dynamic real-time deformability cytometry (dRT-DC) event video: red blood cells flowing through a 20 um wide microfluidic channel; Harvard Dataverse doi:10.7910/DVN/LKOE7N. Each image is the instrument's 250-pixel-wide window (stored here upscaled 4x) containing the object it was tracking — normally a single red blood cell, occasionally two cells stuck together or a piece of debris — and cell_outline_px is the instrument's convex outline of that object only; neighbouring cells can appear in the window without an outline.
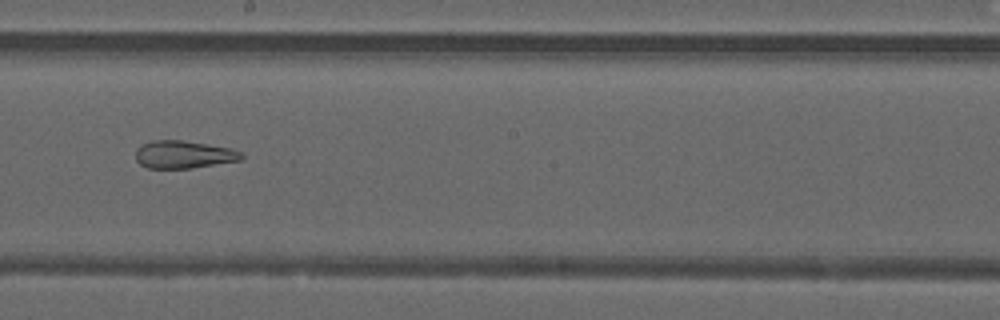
{"species": "common noctule bat (a hibernating species)", "species_latin": "Nyctalus noctula", "temperature_condition": "warm", "stored_images_in_passage": 49, "camera_frame_rate_fps": 3000, "um_per_image_px": 0.085, "animal": {"sex": "male", "forearm_length_mm": 52.5}, "frame": {"image": 1, "passage_image": 28, "time_ms": 9.0, "image_size_px": [1000, 320], "cell_outline_px": [[244, 156], [240, 160], [192, 168], [148, 168], [140, 164], [136, 160], [136, 148], [140, 144], [152, 140], [184, 140], [232, 148], [240, 152]], "centroid_in_image_um": [15.58, 13.12], "position_along_channel_um": 232.6, "area_um2": 17.17}}
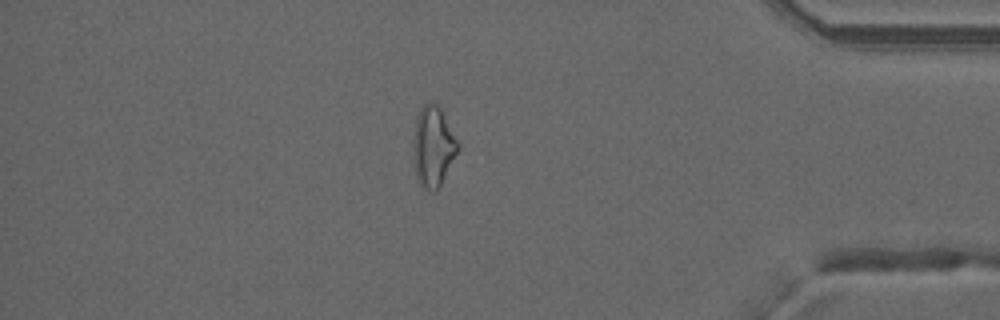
{"frame": {"image": 2, "passage_image": 42, "time_ms": 13.667, "image_size_px": [1000, 320], "cell_outline_px": [[460, 148], [440, 184], [432, 192], [424, 188], [420, 184], [416, 176], [412, 144], [416, 116], [420, 108], [424, 104], [436, 100], [460, 144]], "centroid_in_image_um": [36.81, 12.39], "position_along_channel_um": 398.4, "area_um2": 20.98}, "authors_computed_cell_mechanics": {"area_um2": 22.1374, "velocity_mm_per_s": 4.2546, "shape_relaxation_time_tau1_ms": null, "shape_relaxation_time_tau2_ms": 3.0653, "deformation_change_tau1": null, "deformation_change_tau2": 0.1368}}